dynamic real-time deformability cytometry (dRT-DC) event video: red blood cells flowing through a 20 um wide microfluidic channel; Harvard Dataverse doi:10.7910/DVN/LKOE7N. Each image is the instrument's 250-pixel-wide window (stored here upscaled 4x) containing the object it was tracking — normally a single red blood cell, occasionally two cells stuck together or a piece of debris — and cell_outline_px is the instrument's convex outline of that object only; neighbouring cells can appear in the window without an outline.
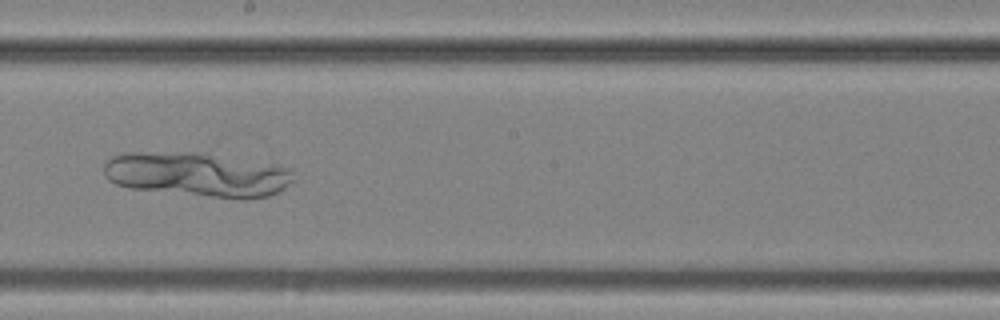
{"species": "common noctule bat (a hibernating species)", "species_latin": "Nyctalus noctula", "temperature_condition": "cold", "stored_images_in_passage": 54, "camera_frame_rate_fps": 3000, "um_per_image_px": 0.085, "animal": {"sex": "female", "body_mass_g": 25.1}, "frame": {"image": 1, "passage_image": 31, "time_ms": 10.0, "image_size_px": [1000, 320], "cell_outline_px": [[296, 180], [284, 188], [268, 196], [244, 200], [128, 188], [116, 184], [108, 180], [104, 176], [104, 164], [112, 156], [124, 152], [196, 152], [272, 164], [288, 168], [292, 172]], "centroid_in_image_um": [16.75, 14.84], "position_along_channel_um": 231.4, "area_um2": 49.25}}
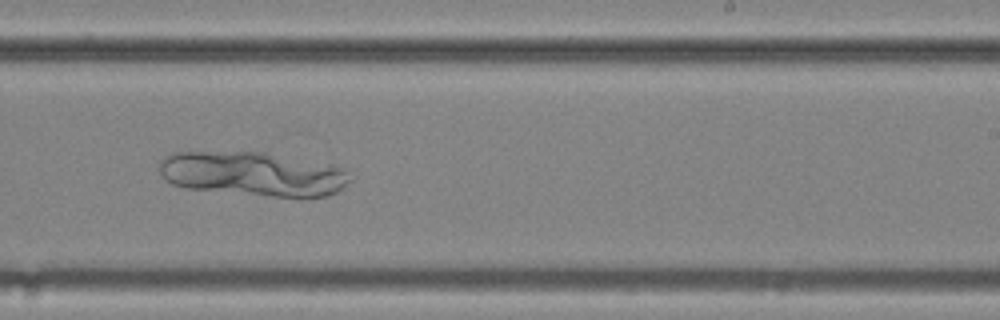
{"frame": {"image": 2, "passage_image": 34, "time_ms": 11.0, "image_size_px": [1000, 320], "cell_outline_px": [[352, 180], [336, 192], [328, 196], [272, 196], [188, 188], [172, 184], [164, 180], [160, 172], [160, 160], [172, 152], [268, 152], [332, 164], [348, 168]], "centroid_in_image_um": [21.56, 14.76], "position_along_channel_um": 267.4, "area_um2": 49.42}}
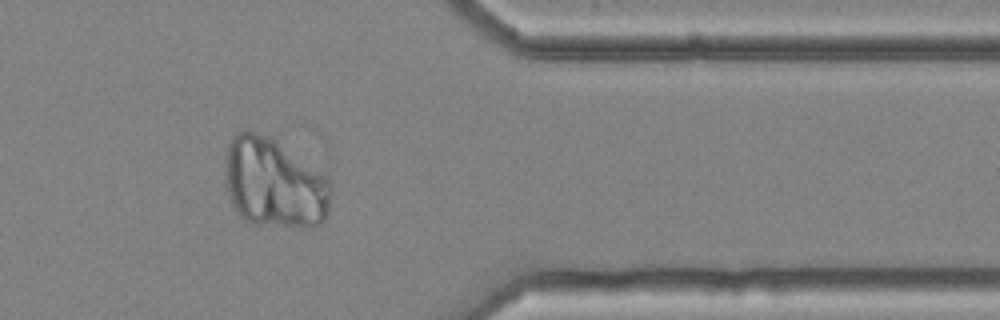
{"frame": {"image": 3, "passage_image": 45, "time_ms": 14.667, "image_size_px": [1000, 320], "cell_outline_px": [[332, 188], [328, 216], [320, 224], [312, 228], [300, 228], [248, 224], [236, 212], [232, 204], [224, 180], [224, 168], [228, 144], [232, 136], [236, 132], [248, 128], [272, 136], [324, 172], [328, 176], [332, 184]], "centroid_in_image_um": [23.33, 15.56], "position_along_channel_um": 388.1, "area_um2": 57.63}}